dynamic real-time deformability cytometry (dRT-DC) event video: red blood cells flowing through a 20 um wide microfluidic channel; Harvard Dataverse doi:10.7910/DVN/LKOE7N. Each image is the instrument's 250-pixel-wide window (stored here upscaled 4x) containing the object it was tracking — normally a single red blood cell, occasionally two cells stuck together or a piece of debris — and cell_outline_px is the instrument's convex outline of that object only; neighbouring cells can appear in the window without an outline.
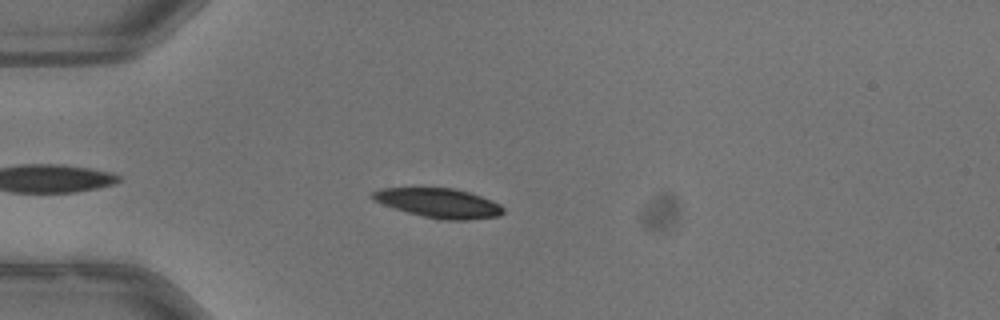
{"species": "common noctule bat (a hibernating species)", "species_latin": "Nyctalus noctula", "temperature_condition": "warm", "stored_images_in_passage": 35, "camera_frame_rate_fps": 3000, "um_per_image_px": 0.085, "animal": {"sex": "male", "body_mass_g": 13.3}, "frame": {"image": 1, "passage_image": 6, "time_ms": 1.667, "image_size_px": [1000, 320], "cell_outline_px": [[504, 212], [500, 216], [468, 220], [436, 220], [408, 212], [372, 200], [368, 196], [372, 192], [380, 188], [452, 188], [468, 192], [480, 196], [500, 204], [504, 208]], "centroid_in_image_um": [37.29, 17.27], "position_along_channel_um": 47.7, "area_um2": 22.43}}
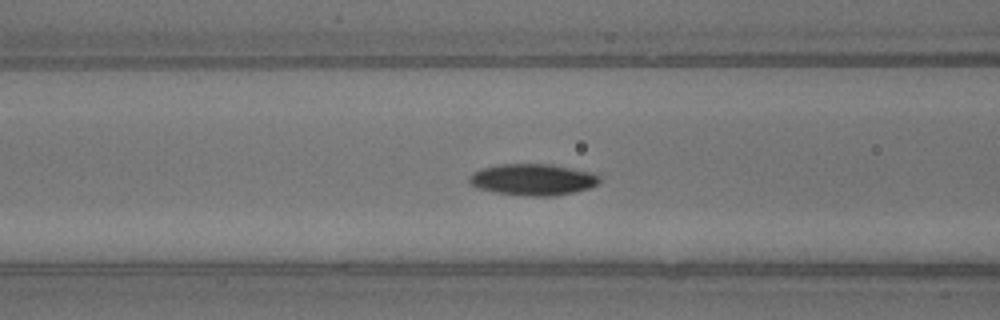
{"frame": {"image": 2, "passage_image": 13, "time_ms": 4.0, "image_size_px": [1000, 320], "cell_outline_px": [[600, 184], [588, 188], [556, 196], [528, 196], [496, 192], [476, 188], [468, 180], [468, 176], [472, 172], [480, 168], [496, 164], [552, 164], [596, 172], [600, 176]], "centroid_in_image_um": [45.31, 15.25], "position_along_channel_um": 121.3, "area_um2": 24.28}}
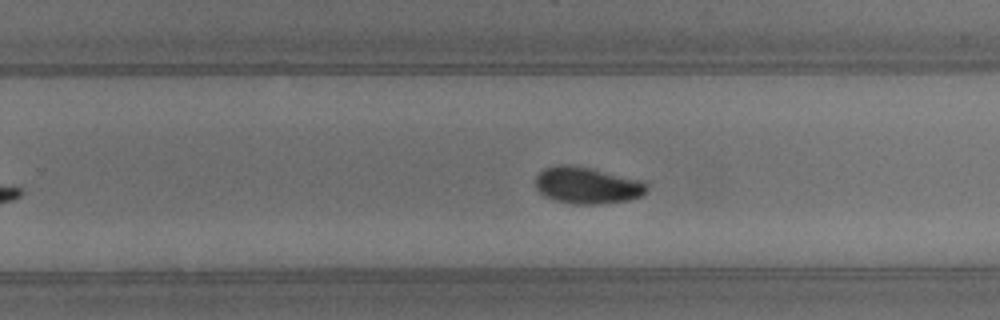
{"frame": {"image": 3, "passage_image": 25, "time_ms": 8.0, "image_size_px": [1000, 320], "cell_outline_px": [[648, 188], [640, 196], [628, 200], [596, 204], [576, 204], [556, 200], [544, 196], [536, 188], [536, 176], [544, 168], [556, 164], [572, 164], [592, 168], [644, 180], [648, 184]], "centroid_in_image_um": [49.91, 15.73], "position_along_channel_um": 279.9, "area_um2": 23.99}, "authors_computed_cell_mechanics": {"area_um2": 23.698, "velocity_mm_per_s": 3.9783, "shape_relaxation_time_tau1_ms": 3.2049, "shape_relaxation_time_tau2_ms": null, "deformation_change_tau1": 0.126, "deformation_change_tau2": null}}